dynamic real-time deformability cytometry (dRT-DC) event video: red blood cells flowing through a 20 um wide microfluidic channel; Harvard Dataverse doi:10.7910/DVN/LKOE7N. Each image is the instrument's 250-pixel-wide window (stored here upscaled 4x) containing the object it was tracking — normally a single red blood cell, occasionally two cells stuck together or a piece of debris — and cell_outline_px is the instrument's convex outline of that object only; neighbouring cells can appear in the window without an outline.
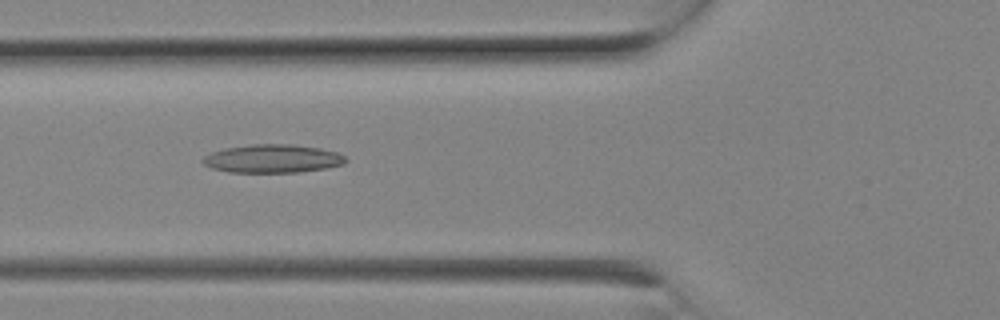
{"species": "Egyptian fruit bat (a non-hibernating species)", "species_latin": "Rousettus aegyptiacus", "temperature_condition": "room temperature", "stored_images_in_passage": 7, "camera_frame_rate_fps": 3000, "um_per_image_px": 0.085, "animal": {"sex": "female"}, "frame": {"image": 1, "passage_image": 6, "time_ms": 1.667, "image_size_px": [1000, 320], "cell_outline_px": [[348, 160], [344, 164], [324, 168], [296, 172], [228, 172], [212, 168], [204, 164], [200, 160], [204, 156], [212, 152], [224, 148], [252, 144], [292, 144], [320, 148], [336, 152], [344, 156]], "centroid_in_image_um": [23.14, 13.48], "position_along_channel_um": 102.7, "area_um2": 23.52}}
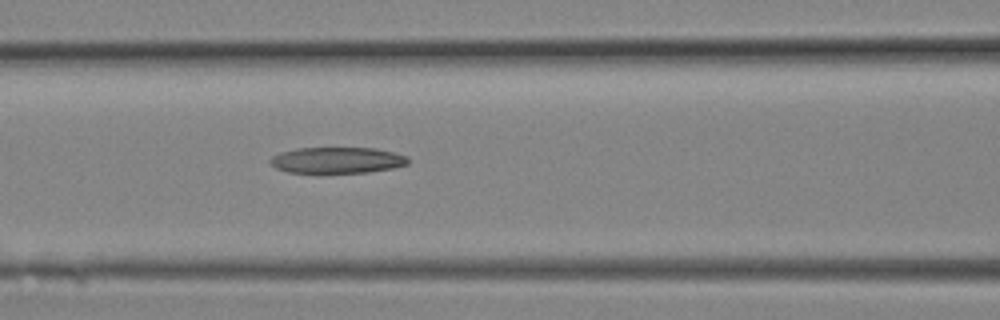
{"frame": {"image": 2, "passage_image": 7, "time_ms": 2.0, "image_size_px": [1000, 320], "cell_outline_px": [[408, 164], [392, 168], [368, 172], [288, 172], [276, 168], [268, 160], [272, 156], [280, 152], [296, 148], [376, 148], [408, 156]], "centroid_in_image_um": [28.65, 13.6], "position_along_channel_um": 138.0, "area_um2": 20.81}}